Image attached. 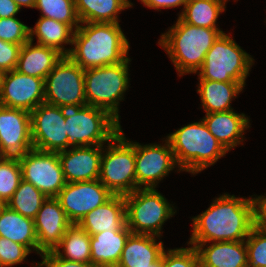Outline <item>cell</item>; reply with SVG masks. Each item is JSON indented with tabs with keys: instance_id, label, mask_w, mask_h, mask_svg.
Wrapping results in <instances>:
<instances>
[{
	"instance_id": "10",
	"label": "cell",
	"mask_w": 266,
	"mask_h": 267,
	"mask_svg": "<svg viewBox=\"0 0 266 267\" xmlns=\"http://www.w3.org/2000/svg\"><path fill=\"white\" fill-rule=\"evenodd\" d=\"M44 102L61 108L87 105L84 69L63 56L44 79Z\"/></svg>"
},
{
	"instance_id": "4",
	"label": "cell",
	"mask_w": 266,
	"mask_h": 267,
	"mask_svg": "<svg viewBox=\"0 0 266 267\" xmlns=\"http://www.w3.org/2000/svg\"><path fill=\"white\" fill-rule=\"evenodd\" d=\"M178 171L198 174L228 152L210 133L203 120L187 124L167 136Z\"/></svg>"
},
{
	"instance_id": "44",
	"label": "cell",
	"mask_w": 266,
	"mask_h": 267,
	"mask_svg": "<svg viewBox=\"0 0 266 267\" xmlns=\"http://www.w3.org/2000/svg\"><path fill=\"white\" fill-rule=\"evenodd\" d=\"M149 267H162V256L158 261H156L152 265H149Z\"/></svg>"
},
{
	"instance_id": "3",
	"label": "cell",
	"mask_w": 266,
	"mask_h": 267,
	"mask_svg": "<svg viewBox=\"0 0 266 267\" xmlns=\"http://www.w3.org/2000/svg\"><path fill=\"white\" fill-rule=\"evenodd\" d=\"M222 33L220 29L190 25L178 17L176 23L161 35L158 44L169 55L179 76L197 74L206 53Z\"/></svg>"
},
{
	"instance_id": "35",
	"label": "cell",
	"mask_w": 266,
	"mask_h": 267,
	"mask_svg": "<svg viewBox=\"0 0 266 267\" xmlns=\"http://www.w3.org/2000/svg\"><path fill=\"white\" fill-rule=\"evenodd\" d=\"M29 28L16 17L0 18V39L23 45L30 40Z\"/></svg>"
},
{
	"instance_id": "22",
	"label": "cell",
	"mask_w": 266,
	"mask_h": 267,
	"mask_svg": "<svg viewBox=\"0 0 266 267\" xmlns=\"http://www.w3.org/2000/svg\"><path fill=\"white\" fill-rule=\"evenodd\" d=\"M202 267H247L248 252L244 241L212 242L196 247Z\"/></svg>"
},
{
	"instance_id": "47",
	"label": "cell",
	"mask_w": 266,
	"mask_h": 267,
	"mask_svg": "<svg viewBox=\"0 0 266 267\" xmlns=\"http://www.w3.org/2000/svg\"><path fill=\"white\" fill-rule=\"evenodd\" d=\"M213 1H216V2H219V3H226L227 0H213Z\"/></svg>"
},
{
	"instance_id": "38",
	"label": "cell",
	"mask_w": 266,
	"mask_h": 267,
	"mask_svg": "<svg viewBox=\"0 0 266 267\" xmlns=\"http://www.w3.org/2000/svg\"><path fill=\"white\" fill-rule=\"evenodd\" d=\"M22 45L0 39V69L3 72L16 69Z\"/></svg>"
},
{
	"instance_id": "25",
	"label": "cell",
	"mask_w": 266,
	"mask_h": 267,
	"mask_svg": "<svg viewBox=\"0 0 266 267\" xmlns=\"http://www.w3.org/2000/svg\"><path fill=\"white\" fill-rule=\"evenodd\" d=\"M0 237L20 243L31 252L42 254L38 249L34 219L19 214L7 205L0 209Z\"/></svg>"
},
{
	"instance_id": "40",
	"label": "cell",
	"mask_w": 266,
	"mask_h": 267,
	"mask_svg": "<svg viewBox=\"0 0 266 267\" xmlns=\"http://www.w3.org/2000/svg\"><path fill=\"white\" fill-rule=\"evenodd\" d=\"M254 204V226L266 230V196L252 198Z\"/></svg>"
},
{
	"instance_id": "31",
	"label": "cell",
	"mask_w": 266,
	"mask_h": 267,
	"mask_svg": "<svg viewBox=\"0 0 266 267\" xmlns=\"http://www.w3.org/2000/svg\"><path fill=\"white\" fill-rule=\"evenodd\" d=\"M46 199L34 185L22 179L6 205L19 214L34 219Z\"/></svg>"
},
{
	"instance_id": "28",
	"label": "cell",
	"mask_w": 266,
	"mask_h": 267,
	"mask_svg": "<svg viewBox=\"0 0 266 267\" xmlns=\"http://www.w3.org/2000/svg\"><path fill=\"white\" fill-rule=\"evenodd\" d=\"M80 23H118V14L128 5L123 0H74Z\"/></svg>"
},
{
	"instance_id": "33",
	"label": "cell",
	"mask_w": 266,
	"mask_h": 267,
	"mask_svg": "<svg viewBox=\"0 0 266 267\" xmlns=\"http://www.w3.org/2000/svg\"><path fill=\"white\" fill-rule=\"evenodd\" d=\"M22 180L18 157L0 156V200L4 205L10 200Z\"/></svg>"
},
{
	"instance_id": "42",
	"label": "cell",
	"mask_w": 266,
	"mask_h": 267,
	"mask_svg": "<svg viewBox=\"0 0 266 267\" xmlns=\"http://www.w3.org/2000/svg\"><path fill=\"white\" fill-rule=\"evenodd\" d=\"M19 11V6L13 0H0V18L15 17Z\"/></svg>"
},
{
	"instance_id": "18",
	"label": "cell",
	"mask_w": 266,
	"mask_h": 267,
	"mask_svg": "<svg viewBox=\"0 0 266 267\" xmlns=\"http://www.w3.org/2000/svg\"><path fill=\"white\" fill-rule=\"evenodd\" d=\"M103 146H80L58 152L66 183L99 179Z\"/></svg>"
},
{
	"instance_id": "34",
	"label": "cell",
	"mask_w": 266,
	"mask_h": 267,
	"mask_svg": "<svg viewBox=\"0 0 266 267\" xmlns=\"http://www.w3.org/2000/svg\"><path fill=\"white\" fill-rule=\"evenodd\" d=\"M245 244L248 252L247 267H266V230L254 226Z\"/></svg>"
},
{
	"instance_id": "24",
	"label": "cell",
	"mask_w": 266,
	"mask_h": 267,
	"mask_svg": "<svg viewBox=\"0 0 266 267\" xmlns=\"http://www.w3.org/2000/svg\"><path fill=\"white\" fill-rule=\"evenodd\" d=\"M63 56L52 47L33 45L29 40L21 47L16 70L44 80Z\"/></svg>"
},
{
	"instance_id": "14",
	"label": "cell",
	"mask_w": 266,
	"mask_h": 267,
	"mask_svg": "<svg viewBox=\"0 0 266 267\" xmlns=\"http://www.w3.org/2000/svg\"><path fill=\"white\" fill-rule=\"evenodd\" d=\"M112 196L113 194L99 179H96L66 183L56 198L70 222L78 224L86 214L101 206Z\"/></svg>"
},
{
	"instance_id": "23",
	"label": "cell",
	"mask_w": 266,
	"mask_h": 267,
	"mask_svg": "<svg viewBox=\"0 0 266 267\" xmlns=\"http://www.w3.org/2000/svg\"><path fill=\"white\" fill-rule=\"evenodd\" d=\"M131 230L103 231L90 236L91 264L94 267H116Z\"/></svg>"
},
{
	"instance_id": "36",
	"label": "cell",
	"mask_w": 266,
	"mask_h": 267,
	"mask_svg": "<svg viewBox=\"0 0 266 267\" xmlns=\"http://www.w3.org/2000/svg\"><path fill=\"white\" fill-rule=\"evenodd\" d=\"M199 256L195 247L168 249L162 253V267H197Z\"/></svg>"
},
{
	"instance_id": "9",
	"label": "cell",
	"mask_w": 266,
	"mask_h": 267,
	"mask_svg": "<svg viewBox=\"0 0 266 267\" xmlns=\"http://www.w3.org/2000/svg\"><path fill=\"white\" fill-rule=\"evenodd\" d=\"M126 225L133 234H149L161 237L162 227L176 210L155 188L136 189L124 196ZM172 205V206H171Z\"/></svg>"
},
{
	"instance_id": "16",
	"label": "cell",
	"mask_w": 266,
	"mask_h": 267,
	"mask_svg": "<svg viewBox=\"0 0 266 267\" xmlns=\"http://www.w3.org/2000/svg\"><path fill=\"white\" fill-rule=\"evenodd\" d=\"M31 149L30 112L0 105V156L19 157Z\"/></svg>"
},
{
	"instance_id": "32",
	"label": "cell",
	"mask_w": 266,
	"mask_h": 267,
	"mask_svg": "<svg viewBox=\"0 0 266 267\" xmlns=\"http://www.w3.org/2000/svg\"><path fill=\"white\" fill-rule=\"evenodd\" d=\"M46 17L68 24L74 31L79 27L74 0H36L35 7Z\"/></svg>"
},
{
	"instance_id": "13",
	"label": "cell",
	"mask_w": 266,
	"mask_h": 267,
	"mask_svg": "<svg viewBox=\"0 0 266 267\" xmlns=\"http://www.w3.org/2000/svg\"><path fill=\"white\" fill-rule=\"evenodd\" d=\"M176 166L178 165L167 138L164 145H141L135 142L136 189L156 188L159 181Z\"/></svg>"
},
{
	"instance_id": "48",
	"label": "cell",
	"mask_w": 266,
	"mask_h": 267,
	"mask_svg": "<svg viewBox=\"0 0 266 267\" xmlns=\"http://www.w3.org/2000/svg\"><path fill=\"white\" fill-rule=\"evenodd\" d=\"M4 206V204L2 203V201L0 200V209Z\"/></svg>"
},
{
	"instance_id": "30",
	"label": "cell",
	"mask_w": 266,
	"mask_h": 267,
	"mask_svg": "<svg viewBox=\"0 0 266 267\" xmlns=\"http://www.w3.org/2000/svg\"><path fill=\"white\" fill-rule=\"evenodd\" d=\"M225 5L213 0H189L178 16L193 26L219 29L216 22L219 14L225 11Z\"/></svg>"
},
{
	"instance_id": "26",
	"label": "cell",
	"mask_w": 266,
	"mask_h": 267,
	"mask_svg": "<svg viewBox=\"0 0 266 267\" xmlns=\"http://www.w3.org/2000/svg\"><path fill=\"white\" fill-rule=\"evenodd\" d=\"M197 92L200 95L202 107L206 114L233 110L232 99L244 89L239 82H221L199 80Z\"/></svg>"
},
{
	"instance_id": "29",
	"label": "cell",
	"mask_w": 266,
	"mask_h": 267,
	"mask_svg": "<svg viewBox=\"0 0 266 267\" xmlns=\"http://www.w3.org/2000/svg\"><path fill=\"white\" fill-rule=\"evenodd\" d=\"M52 252L65 260L91 263L90 235L78 224H72Z\"/></svg>"
},
{
	"instance_id": "37",
	"label": "cell",
	"mask_w": 266,
	"mask_h": 267,
	"mask_svg": "<svg viewBox=\"0 0 266 267\" xmlns=\"http://www.w3.org/2000/svg\"><path fill=\"white\" fill-rule=\"evenodd\" d=\"M31 251L24 245L0 237V267L22 263Z\"/></svg>"
},
{
	"instance_id": "43",
	"label": "cell",
	"mask_w": 266,
	"mask_h": 267,
	"mask_svg": "<svg viewBox=\"0 0 266 267\" xmlns=\"http://www.w3.org/2000/svg\"><path fill=\"white\" fill-rule=\"evenodd\" d=\"M21 9L22 7L34 8L36 0H13Z\"/></svg>"
},
{
	"instance_id": "2",
	"label": "cell",
	"mask_w": 266,
	"mask_h": 267,
	"mask_svg": "<svg viewBox=\"0 0 266 267\" xmlns=\"http://www.w3.org/2000/svg\"><path fill=\"white\" fill-rule=\"evenodd\" d=\"M80 24L74 31L73 47L67 56L82 69L114 65L128 59L130 45L119 23Z\"/></svg>"
},
{
	"instance_id": "7",
	"label": "cell",
	"mask_w": 266,
	"mask_h": 267,
	"mask_svg": "<svg viewBox=\"0 0 266 267\" xmlns=\"http://www.w3.org/2000/svg\"><path fill=\"white\" fill-rule=\"evenodd\" d=\"M254 59L229 34L222 33L205 55L199 71V80L239 82L245 81Z\"/></svg>"
},
{
	"instance_id": "15",
	"label": "cell",
	"mask_w": 266,
	"mask_h": 267,
	"mask_svg": "<svg viewBox=\"0 0 266 267\" xmlns=\"http://www.w3.org/2000/svg\"><path fill=\"white\" fill-rule=\"evenodd\" d=\"M43 102V79L22 74L16 69L4 72L0 88V105L31 112Z\"/></svg>"
},
{
	"instance_id": "6",
	"label": "cell",
	"mask_w": 266,
	"mask_h": 267,
	"mask_svg": "<svg viewBox=\"0 0 266 267\" xmlns=\"http://www.w3.org/2000/svg\"><path fill=\"white\" fill-rule=\"evenodd\" d=\"M67 147L103 146L121 129L120 123L104 109L84 105L66 108Z\"/></svg>"
},
{
	"instance_id": "1",
	"label": "cell",
	"mask_w": 266,
	"mask_h": 267,
	"mask_svg": "<svg viewBox=\"0 0 266 267\" xmlns=\"http://www.w3.org/2000/svg\"><path fill=\"white\" fill-rule=\"evenodd\" d=\"M192 218L193 232L187 244L193 247L208 242L244 241L254 227L252 196L246 199L224 193Z\"/></svg>"
},
{
	"instance_id": "41",
	"label": "cell",
	"mask_w": 266,
	"mask_h": 267,
	"mask_svg": "<svg viewBox=\"0 0 266 267\" xmlns=\"http://www.w3.org/2000/svg\"><path fill=\"white\" fill-rule=\"evenodd\" d=\"M148 8L160 10V8H175L184 6L189 0H140Z\"/></svg>"
},
{
	"instance_id": "20",
	"label": "cell",
	"mask_w": 266,
	"mask_h": 267,
	"mask_svg": "<svg viewBox=\"0 0 266 267\" xmlns=\"http://www.w3.org/2000/svg\"><path fill=\"white\" fill-rule=\"evenodd\" d=\"M78 225L90 236L103 231H120L126 225V203L123 195H113L101 206L86 214Z\"/></svg>"
},
{
	"instance_id": "19",
	"label": "cell",
	"mask_w": 266,
	"mask_h": 267,
	"mask_svg": "<svg viewBox=\"0 0 266 267\" xmlns=\"http://www.w3.org/2000/svg\"><path fill=\"white\" fill-rule=\"evenodd\" d=\"M202 120L227 151L243 142L244 131L250 127V119L234 110L209 113Z\"/></svg>"
},
{
	"instance_id": "27",
	"label": "cell",
	"mask_w": 266,
	"mask_h": 267,
	"mask_svg": "<svg viewBox=\"0 0 266 267\" xmlns=\"http://www.w3.org/2000/svg\"><path fill=\"white\" fill-rule=\"evenodd\" d=\"M30 41L33 42L34 35L37 37V44L52 47L67 56L71 49L64 48L63 44H71L74 30L65 23L54 19L40 17L35 27L29 28Z\"/></svg>"
},
{
	"instance_id": "46",
	"label": "cell",
	"mask_w": 266,
	"mask_h": 267,
	"mask_svg": "<svg viewBox=\"0 0 266 267\" xmlns=\"http://www.w3.org/2000/svg\"><path fill=\"white\" fill-rule=\"evenodd\" d=\"M130 8L132 7V3L130 2V0H123Z\"/></svg>"
},
{
	"instance_id": "8",
	"label": "cell",
	"mask_w": 266,
	"mask_h": 267,
	"mask_svg": "<svg viewBox=\"0 0 266 267\" xmlns=\"http://www.w3.org/2000/svg\"><path fill=\"white\" fill-rule=\"evenodd\" d=\"M103 145L99 181L113 195H127L136 190L135 142L126 139L122 128ZM106 152V153H105Z\"/></svg>"
},
{
	"instance_id": "17",
	"label": "cell",
	"mask_w": 266,
	"mask_h": 267,
	"mask_svg": "<svg viewBox=\"0 0 266 267\" xmlns=\"http://www.w3.org/2000/svg\"><path fill=\"white\" fill-rule=\"evenodd\" d=\"M72 225L56 197H48L34 218L38 249L53 251Z\"/></svg>"
},
{
	"instance_id": "11",
	"label": "cell",
	"mask_w": 266,
	"mask_h": 267,
	"mask_svg": "<svg viewBox=\"0 0 266 267\" xmlns=\"http://www.w3.org/2000/svg\"><path fill=\"white\" fill-rule=\"evenodd\" d=\"M18 160L23 180L34 185L47 198L57 197L66 184L58 152L31 149Z\"/></svg>"
},
{
	"instance_id": "12",
	"label": "cell",
	"mask_w": 266,
	"mask_h": 267,
	"mask_svg": "<svg viewBox=\"0 0 266 267\" xmlns=\"http://www.w3.org/2000/svg\"><path fill=\"white\" fill-rule=\"evenodd\" d=\"M66 109L43 102L30 112L33 149L45 152L67 150Z\"/></svg>"
},
{
	"instance_id": "21",
	"label": "cell",
	"mask_w": 266,
	"mask_h": 267,
	"mask_svg": "<svg viewBox=\"0 0 266 267\" xmlns=\"http://www.w3.org/2000/svg\"><path fill=\"white\" fill-rule=\"evenodd\" d=\"M159 236L131 233L116 267H149L158 261L165 248Z\"/></svg>"
},
{
	"instance_id": "5",
	"label": "cell",
	"mask_w": 266,
	"mask_h": 267,
	"mask_svg": "<svg viewBox=\"0 0 266 267\" xmlns=\"http://www.w3.org/2000/svg\"><path fill=\"white\" fill-rule=\"evenodd\" d=\"M123 62L84 70L87 105L104 109L120 123L119 104L129 87V63Z\"/></svg>"
},
{
	"instance_id": "45",
	"label": "cell",
	"mask_w": 266,
	"mask_h": 267,
	"mask_svg": "<svg viewBox=\"0 0 266 267\" xmlns=\"http://www.w3.org/2000/svg\"><path fill=\"white\" fill-rule=\"evenodd\" d=\"M3 74H4V72L0 69V88H1Z\"/></svg>"
},
{
	"instance_id": "39",
	"label": "cell",
	"mask_w": 266,
	"mask_h": 267,
	"mask_svg": "<svg viewBox=\"0 0 266 267\" xmlns=\"http://www.w3.org/2000/svg\"><path fill=\"white\" fill-rule=\"evenodd\" d=\"M41 258L43 259L41 263H37L35 267H94L91 263H80L65 260L56 256L52 251L42 253Z\"/></svg>"
}]
</instances>
